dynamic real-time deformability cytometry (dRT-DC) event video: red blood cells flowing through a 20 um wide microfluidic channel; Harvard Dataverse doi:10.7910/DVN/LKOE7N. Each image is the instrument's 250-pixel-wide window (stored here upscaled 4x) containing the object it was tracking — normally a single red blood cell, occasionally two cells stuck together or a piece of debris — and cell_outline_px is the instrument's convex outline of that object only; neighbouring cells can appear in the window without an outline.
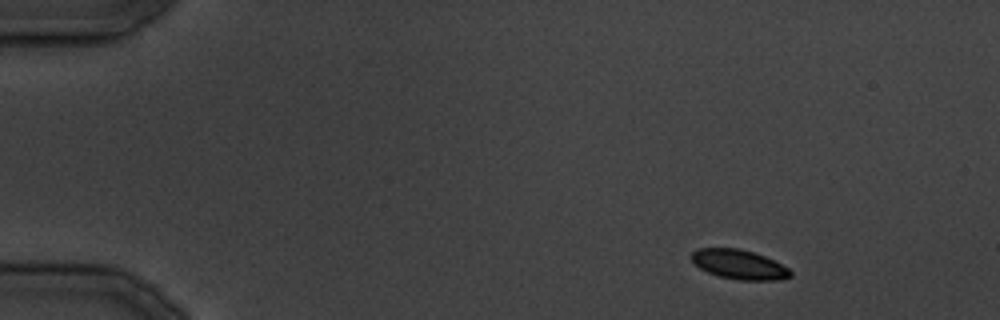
{"species": "common noctule bat (a hibernating species)", "species_latin": "Nyctalus noctula", "temperature_condition": "cold", "stored_images_in_passage": 10, "camera_frame_rate_fps": 3000, "um_per_image_px": 0.085, "animal": {"sex": "male", "body_mass_g": 19.5, "forearm_length_mm": 54.6}, "frame": {"image": 1, "passage_image": 2, "time_ms": 1.333, "image_size_px": [1000, 320], "cell_outline_px": [[792, 276], [776, 280], [740, 280], [720, 276], [708, 272], [700, 268], [688, 256], [696, 248], [740, 248], [764, 256], [788, 268], [792, 272]], "centroid_in_image_um": [62.79, 22.47], "position_along_channel_um": 22.2, "area_um2": 16.88}}